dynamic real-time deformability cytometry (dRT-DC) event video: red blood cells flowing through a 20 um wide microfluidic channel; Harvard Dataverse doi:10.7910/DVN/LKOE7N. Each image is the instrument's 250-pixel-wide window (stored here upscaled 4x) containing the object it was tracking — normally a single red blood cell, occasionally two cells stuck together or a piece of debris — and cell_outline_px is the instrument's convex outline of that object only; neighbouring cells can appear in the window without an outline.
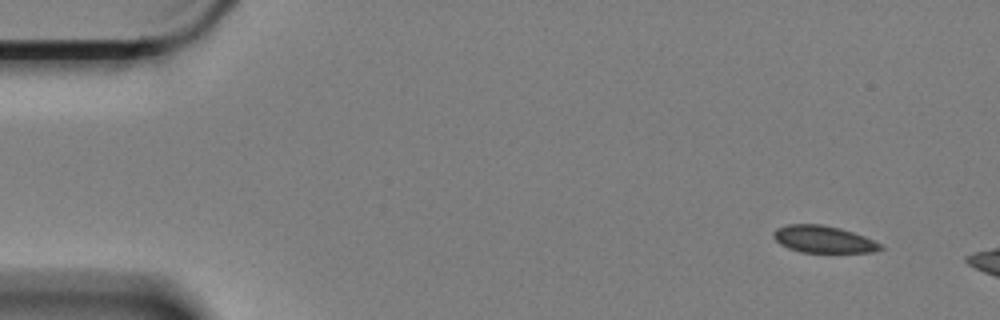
{"species": "Egyptian fruit bat (a non-hibernating species)", "species_latin": "Rousettus aegyptiacus", "temperature_condition": "cold", "stored_images_in_passage": 7, "camera_frame_rate_fps": 3000, "um_per_image_px": 0.085, "animal": {"sex": "female"}, "frame": {"image": 1, "passage_image": 1, "time_ms": 0.0, "image_size_px": [1000, 320], "cell_outline_px": [[884, 248], [872, 252], [800, 252], [788, 248], [780, 244], [772, 236], [772, 232], [776, 228], [788, 224], [820, 224], [840, 228], [864, 236], [880, 244]], "centroid_in_image_um": [69.93, 20.33], "position_along_channel_um": 15.1, "area_um2": 16.76}}